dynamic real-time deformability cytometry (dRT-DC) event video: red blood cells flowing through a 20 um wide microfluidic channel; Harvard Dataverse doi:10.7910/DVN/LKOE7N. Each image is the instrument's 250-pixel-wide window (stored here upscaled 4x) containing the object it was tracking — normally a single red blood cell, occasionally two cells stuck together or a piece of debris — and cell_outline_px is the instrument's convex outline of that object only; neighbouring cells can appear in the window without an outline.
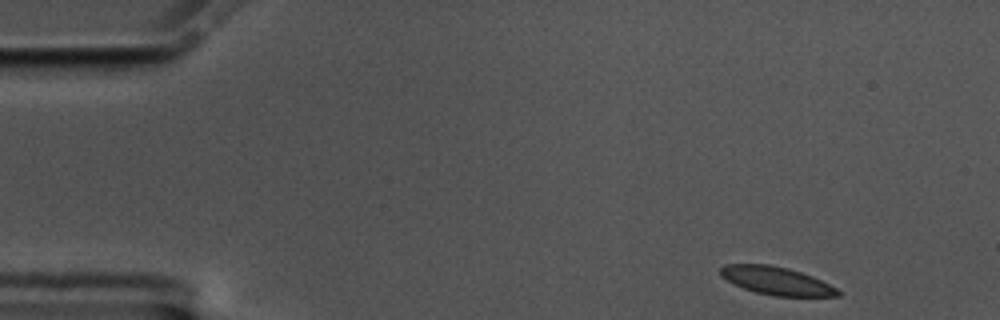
{"species": "common noctule bat (a hibernating species)", "species_latin": "Nyctalus noctula", "temperature_condition": "cold", "stored_images_in_passage": 52, "camera_frame_rate_fps": 3000, "um_per_image_px": 0.085, "animal": {"sex": "male", "body_mass_g": 17.5, "forearm_length_mm": 52.3}, "frame": {"image": 1, "passage_image": 1, "time_ms": 0.0, "image_size_px": [1000, 320], "cell_outline_px": [[840, 296], [772, 296], [756, 292], [744, 288], [720, 276], [720, 268], [724, 264], [768, 264], [788, 268], [812, 276], [836, 288], [840, 292]], "centroid_in_image_um": [65.98, 23.86], "position_along_channel_um": 19.0, "area_um2": 18.96}}
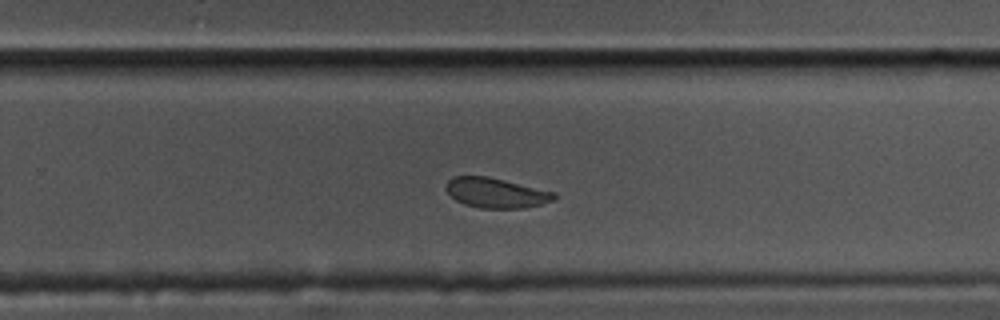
{"frame": {"image": 2, "passage_image": 32, "time_ms": 10.333, "image_size_px": [1000, 320], "cell_outline_px": [[556, 200], [524, 208], [480, 208], [464, 204], [456, 200], [444, 188], [448, 180], [452, 176], [488, 176], [556, 192]], "centroid_in_image_um": [42.17, 16.39], "position_along_channel_um": 287.6, "area_um2": 18.96}}
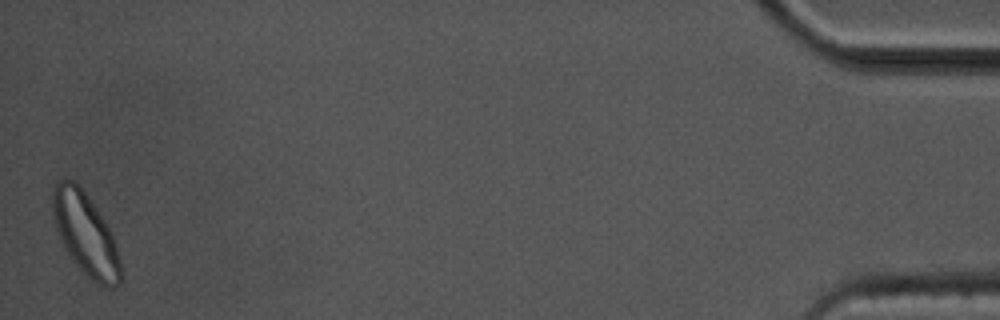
{"frame": {"image": 3, "passage_image": 52, "time_ms": 17.0, "image_size_px": [1000, 320], "cell_outline_px": [[120, 284], [112, 288], [108, 288], [92, 280], [72, 260], [64, 248], [60, 240], [52, 216], [52, 192], [56, 184], [64, 176], [72, 180], [84, 192], [96, 208], [112, 232], [116, 244], [120, 260]], "centroid_in_image_um": [7.25, 19.89], "position_along_channel_um": 427.9, "area_um2": 32.43}, "authors_computed_cell_mechanics": {"area_um2": 20.2589, "velocity_mm_per_s": 3.4817, "shape_relaxation_time_tau1_ms": 3.1851, "shape_relaxation_time_tau2_ms": 1.1431, "deformation_change_tau1": 0.0996, "deformation_change_tau2": 0.0497}}